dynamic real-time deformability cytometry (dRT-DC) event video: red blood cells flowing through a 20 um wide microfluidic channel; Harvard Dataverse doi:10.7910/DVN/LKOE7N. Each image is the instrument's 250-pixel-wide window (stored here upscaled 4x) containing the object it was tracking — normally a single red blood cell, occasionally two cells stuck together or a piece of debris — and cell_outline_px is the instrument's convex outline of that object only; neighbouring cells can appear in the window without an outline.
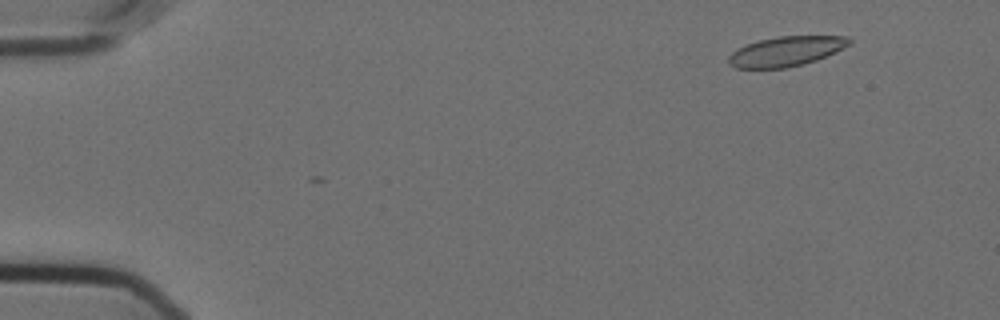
{"species": "Egyptian fruit bat (a non-hibernating species)", "species_latin": "Rousettus aegyptiacus", "temperature_condition": "cold", "stored_images_in_passage": 6, "camera_frame_rate_fps": 3000, "um_per_image_px": 0.085, "animal": {"sex": "female"}, "frame": {"image": 1, "passage_image": 6, "time_ms": 1.667, "image_size_px": [1000, 320], "cell_outline_px": [[852, 44], [836, 52], [816, 60], [804, 64], [784, 68], [736, 68], [728, 64], [728, 56], [736, 48], [760, 40], [776, 36], [852, 36]], "centroid_in_image_um": [66.85, 4.35], "position_along_channel_um": 18.2, "area_um2": 21.15}}